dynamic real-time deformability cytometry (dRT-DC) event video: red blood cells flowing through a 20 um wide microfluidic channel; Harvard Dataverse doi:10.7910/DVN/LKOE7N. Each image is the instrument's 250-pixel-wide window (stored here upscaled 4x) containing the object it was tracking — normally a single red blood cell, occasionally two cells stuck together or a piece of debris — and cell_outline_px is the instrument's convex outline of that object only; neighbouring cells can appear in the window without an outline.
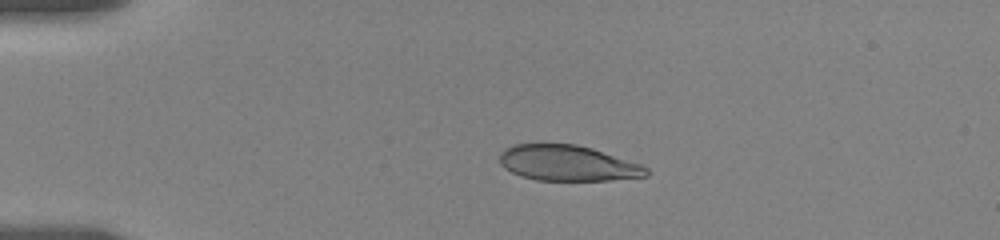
{"species": "human", "species_latin": "Homo sapiens", "temperature_condition": "room temperature", "stored_images_in_passage": 6, "camera_frame_rate_fps": 3000, "um_per_image_px": 0.085, "donor": {"sex": "female"}, "frame": {"image": 1, "passage_image": 1, "time_ms": 0.0, "image_size_px": [1000, 240], "cell_outline_px": [[648, 176], [608, 180], [536, 180], [520, 176], [504, 168], [500, 164], [500, 156], [504, 148], [512, 144], [576, 144], [592, 148], [640, 164], [648, 168]], "centroid_in_image_um": [48.23, 13.86], "position_along_channel_um": 36.8, "area_um2": 30.35}}
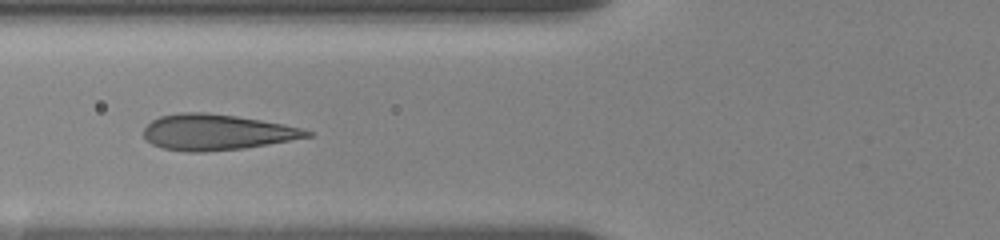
{"frame": {"image": 2, "passage_image": 4, "time_ms": 3.333, "image_size_px": [1000, 240], "cell_outline_px": [[312, 136], [268, 144], [244, 148], [204, 152], [184, 152], [164, 148], [152, 144], [144, 136], [144, 128], [152, 120], [160, 116], [180, 112], [208, 112], [236, 116], [284, 124], [300, 128], [312, 132]], "centroid_in_image_um": [18.39, 11.23], "position_along_channel_um": 107.4, "area_um2": 33.93}}
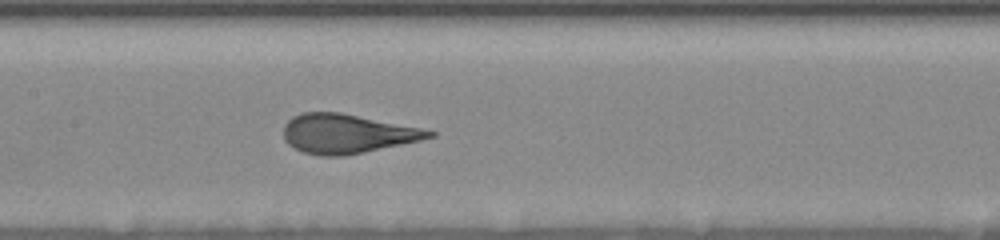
{"frame": {"image": 3, "passage_image": 6, "time_ms": 5.333, "image_size_px": [1000, 240], "cell_outline_px": [[436, 136], [420, 140], [364, 152], [344, 156], [320, 156], [304, 152], [288, 144], [284, 140], [284, 124], [292, 116], [300, 112], [340, 112], [420, 128], [436, 132]], "centroid_in_image_um": [29.45, 11.36], "position_along_channel_um": 177.9, "area_um2": 33.06}}